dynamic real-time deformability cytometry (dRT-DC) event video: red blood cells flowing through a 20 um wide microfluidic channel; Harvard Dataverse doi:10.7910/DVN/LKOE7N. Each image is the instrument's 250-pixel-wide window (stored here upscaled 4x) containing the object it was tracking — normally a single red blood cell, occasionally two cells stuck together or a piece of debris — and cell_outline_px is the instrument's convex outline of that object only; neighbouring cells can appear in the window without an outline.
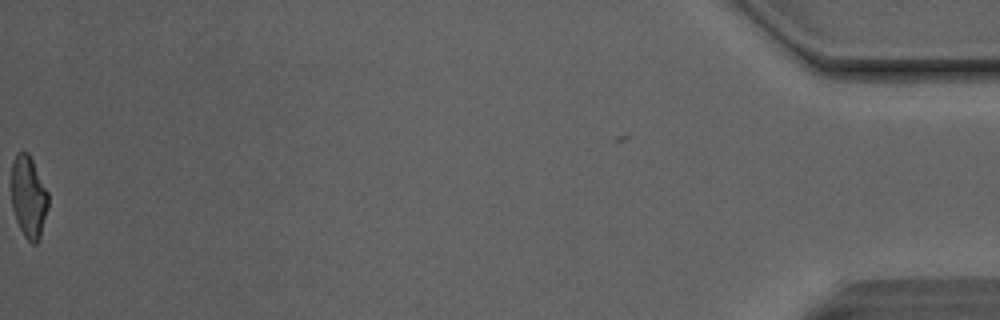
{"species": "Egyptian fruit bat (a non-hibernating species)", "species_latin": "Rousettus aegyptiacus", "temperature_condition": "room temperature", "stored_images_in_passage": 36, "camera_frame_rate_fps": 3000, "um_per_image_px": 0.085, "animal": {"sex": "male"}, "frame": {"image": 1, "passage_image": 36, "time_ms": 11.667, "image_size_px": [1000, 320], "cell_outline_px": [[48, 208], [40, 236], [36, 244], [32, 244], [24, 236], [16, 220], [12, 208], [12, 160], [16, 152], [28, 152], [48, 192]], "centroid_in_image_um": [2.42, 16.74], "position_along_channel_um": 432.8, "area_um2": 17.51}, "authors_computed_cell_mechanics": {"area_um2": 18.6983, "velocity_mm_per_s": 4.1602, "shape_relaxation_time_tau1_ms": 5.5575, "shape_relaxation_time_tau2_ms": 1.8114, "deformation_change_tau1": 0.1908, "deformation_change_tau2": 0.1102}}